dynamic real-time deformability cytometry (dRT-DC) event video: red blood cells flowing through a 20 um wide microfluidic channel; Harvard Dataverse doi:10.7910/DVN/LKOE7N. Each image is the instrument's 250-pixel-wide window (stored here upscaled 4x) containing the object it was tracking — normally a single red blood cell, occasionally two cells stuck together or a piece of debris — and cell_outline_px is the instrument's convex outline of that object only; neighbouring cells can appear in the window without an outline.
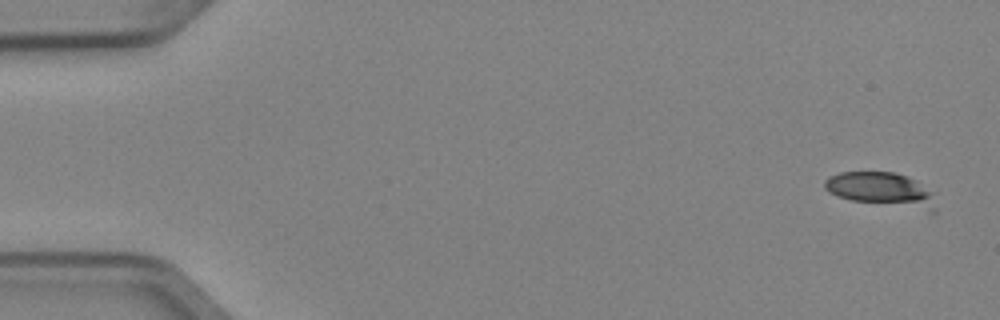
{"species": "Egyptian fruit bat (a non-hibernating species)", "species_latin": "Rousettus aegyptiacus", "temperature_condition": "cold", "stored_images_in_passage": 5, "camera_frame_rate_fps": 3000, "um_per_image_px": 0.085, "animal": {"sex": "female"}, "frame": {"image": 1, "passage_image": 1, "time_ms": 0.0, "image_size_px": [1000, 320], "cell_outline_px": [[936, 212], [932, 216], [852, 200], [836, 196], [828, 192], [824, 188], [824, 180], [828, 176], [840, 172], [896, 172], [908, 176], [916, 180], [936, 192]], "centroid_in_image_um": [75.11, 16.21], "position_along_channel_um": 9.9, "area_um2": 23.93}}